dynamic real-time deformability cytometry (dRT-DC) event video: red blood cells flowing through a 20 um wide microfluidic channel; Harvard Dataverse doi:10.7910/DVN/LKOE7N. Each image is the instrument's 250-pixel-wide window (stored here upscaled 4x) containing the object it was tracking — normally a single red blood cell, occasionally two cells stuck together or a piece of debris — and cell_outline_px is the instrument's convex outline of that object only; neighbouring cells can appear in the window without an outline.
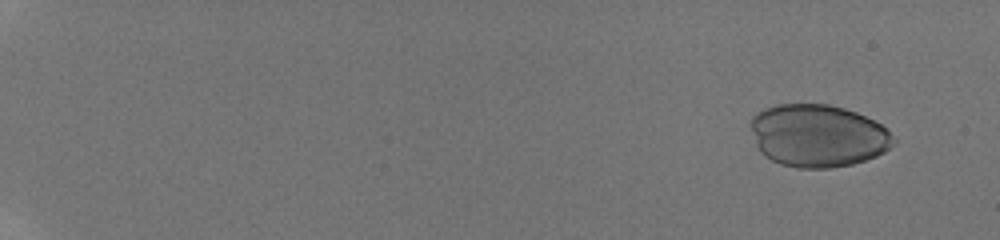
{"species": "human", "species_latin": "Homo sapiens", "temperature_condition": "room temperature", "stored_images_in_passage": 19, "camera_frame_rate_fps": 3000, "um_per_image_px": 0.085, "donor": {"sex": "male"}, "frame": {"image": 1, "passage_image": 2, "time_ms": 1.0, "image_size_px": [1000, 240], "cell_outline_px": [[896, 140], [884, 152], [876, 156], [852, 164], [828, 168], [796, 168], [780, 164], [764, 156], [760, 152], [756, 144], [752, 128], [752, 116], [756, 112], [764, 108], [776, 104], [828, 104], [844, 108], [856, 112], [880, 124]], "centroid_in_image_um": [69.49, 11.53], "position_along_channel_um": 15.5, "area_um2": 51.85}}
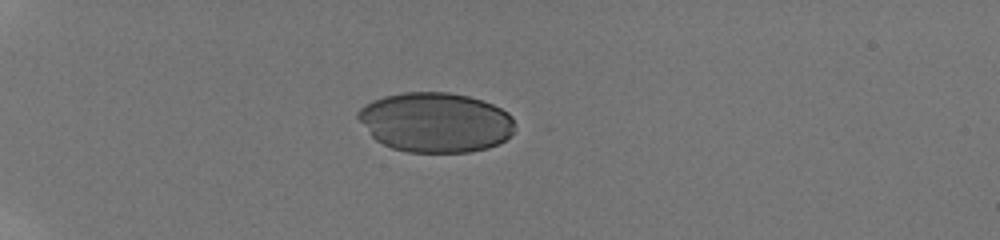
{"frame": {"image": 2, "passage_image": 10, "time_ms": 5.667, "image_size_px": [1000, 240], "cell_outline_px": [[516, 128], [500, 144], [488, 148], [468, 152], [408, 152], [392, 148], [376, 140], [372, 136], [356, 116], [356, 112], [364, 104], [372, 100], [384, 96], [404, 92], [448, 92], [468, 96], [492, 104], [508, 112], [512, 116]], "centroid_in_image_um": [37.02, 10.39], "position_along_channel_um": 48.0, "area_um2": 54.79}}
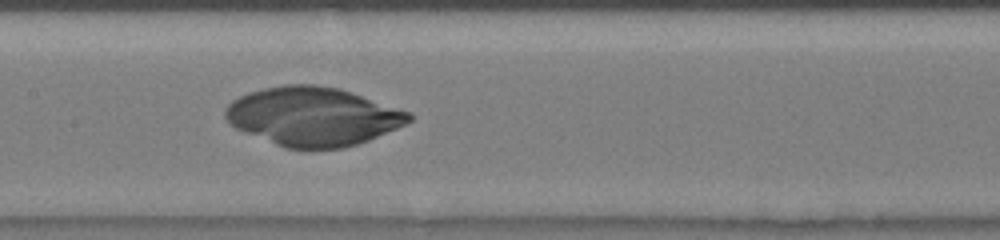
{"frame": {"image": 3, "passage_image": 17, "time_ms": 10.333, "image_size_px": [1000, 240], "cell_outline_px": [[412, 120], [396, 128], [368, 140], [344, 148], [284, 148], [236, 128], [224, 116], [224, 108], [232, 100], [248, 92], [264, 88], [284, 84], [312, 84], [340, 88], [412, 112]], "centroid_in_image_um": [26.6, 9.88], "position_along_channel_um": 180.8, "area_um2": 62.66}}